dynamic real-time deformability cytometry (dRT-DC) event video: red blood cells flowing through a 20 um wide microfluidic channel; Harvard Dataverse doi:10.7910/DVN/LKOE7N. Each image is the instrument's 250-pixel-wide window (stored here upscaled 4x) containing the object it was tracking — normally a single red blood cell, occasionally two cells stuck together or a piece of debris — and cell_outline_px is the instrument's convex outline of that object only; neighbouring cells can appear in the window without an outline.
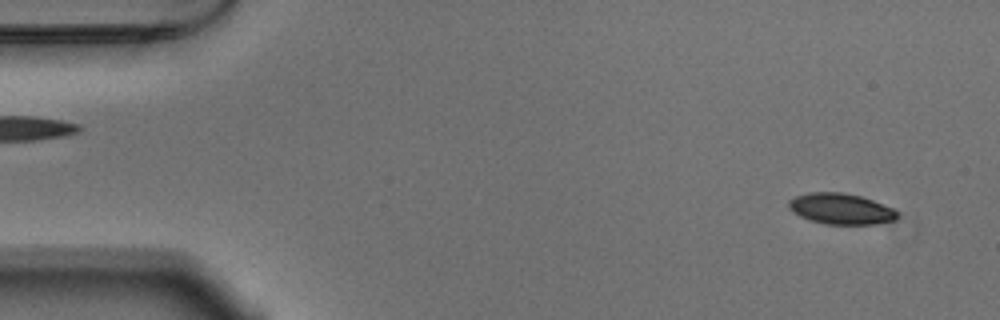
{"species": "Egyptian fruit bat (a non-hibernating species)", "species_latin": "Rousettus aegyptiacus", "temperature_condition": "warm", "stored_images_in_passage": 53, "camera_frame_rate_fps": 3000, "um_per_image_px": 0.085, "animal": {"sex": "male"}, "frame": {"image": 1, "passage_image": 3, "time_ms": 0.667, "image_size_px": [1000, 320], "cell_outline_px": [[896, 220], [876, 224], [824, 224], [808, 220], [792, 212], [788, 208], [788, 200], [796, 196], [808, 192], [844, 192], [860, 196], [872, 200], [892, 208], [896, 212]], "centroid_in_image_um": [71.42, 17.75], "position_along_channel_um": 13.6, "area_um2": 19.59}}
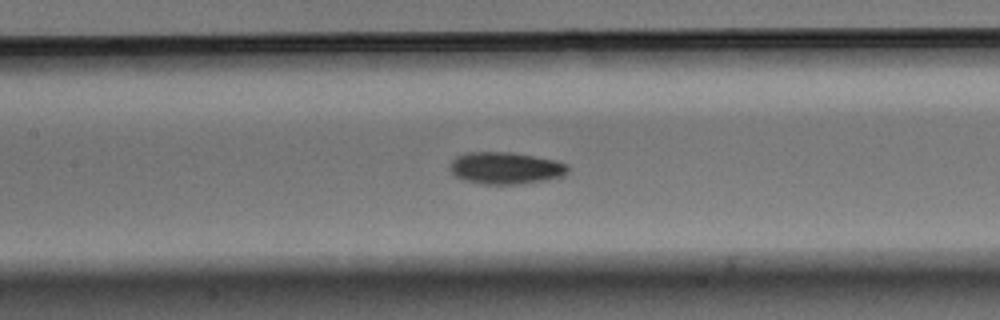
{"frame": {"image": 2, "passage_image": 24, "time_ms": 7.667, "image_size_px": [1000, 320], "cell_outline_px": [[568, 172], [564, 176], [544, 180], [520, 184], [480, 184], [464, 180], [456, 176], [448, 168], [452, 160], [456, 156], [468, 152], [512, 152], [556, 160], [568, 164]], "centroid_in_image_um": [42.97, 14.28], "position_along_channel_um": 164.4, "area_um2": 22.14}}
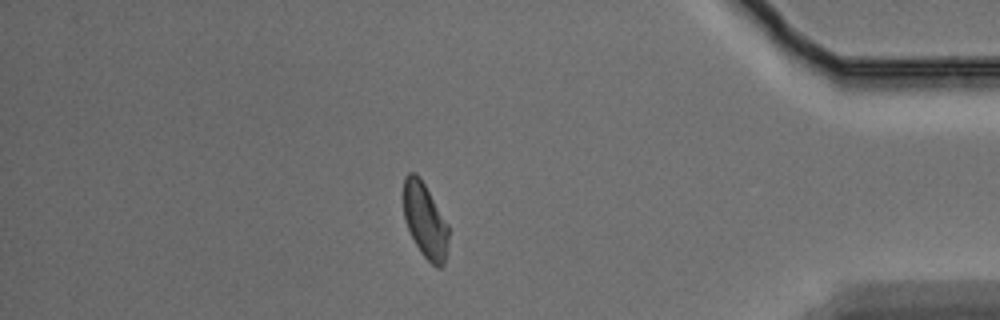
{"frame": {"image": 3, "passage_image": 46, "time_ms": 15.0, "image_size_px": [1000, 320], "cell_outline_px": [[448, 248], [444, 264], [440, 268], [432, 264], [420, 252], [408, 228], [404, 216], [404, 176], [408, 172], [416, 172], [420, 176], [448, 224]], "centroid_in_image_um": [36.14, 18.73], "position_along_channel_um": 399.1, "area_um2": 19.59}, "authors_computed_cell_mechanics": {"area_um2": 20.519, "velocity_mm_per_s": 3.7118, "shape_relaxation_time_tau1_ms": 4.0291, "shape_relaxation_time_tau2_ms": 5.9137, "deformation_change_tau1": 0.1153, "deformation_change_tau2": 0.1093}}